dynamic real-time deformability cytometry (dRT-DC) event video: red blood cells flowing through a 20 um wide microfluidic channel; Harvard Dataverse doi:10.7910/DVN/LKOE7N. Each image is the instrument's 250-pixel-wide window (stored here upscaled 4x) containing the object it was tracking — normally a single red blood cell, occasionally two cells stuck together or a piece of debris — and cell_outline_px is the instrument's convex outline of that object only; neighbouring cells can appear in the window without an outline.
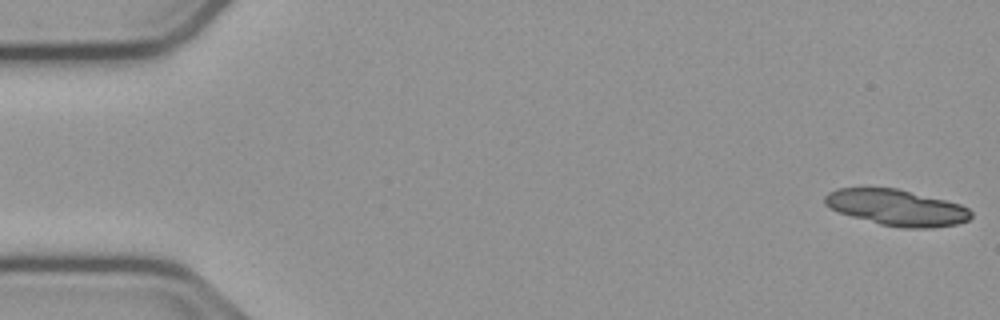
{"species": "common noctule bat (a hibernating species)", "species_latin": "Nyctalus noctula", "temperature_condition": "cold", "stored_images_in_passage": 55, "camera_frame_rate_fps": 3000, "um_per_image_px": 0.085, "animal": {"sex": "male", "body_mass_g": 23.1, "forearm_length_mm": 52.7}, "frame": {"image": 1, "passage_image": 1, "time_ms": 0.0, "image_size_px": [1000, 320], "cell_outline_px": [[972, 216], [968, 220], [956, 224], [932, 228], [904, 228], [880, 224], [852, 216], [840, 212], [824, 204], [824, 196], [828, 192], [836, 188], [896, 188], [960, 204], [968, 208], [972, 212]], "centroid_in_image_um": [76.22, 17.64], "position_along_channel_um": 8.8, "area_um2": 30.46}}
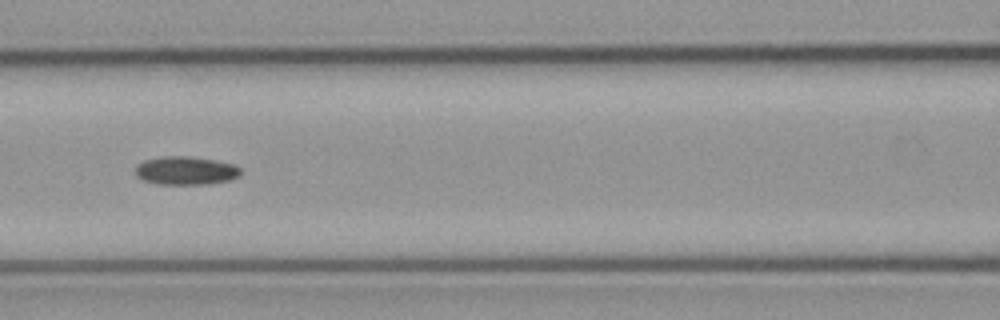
{"frame": {"image": 2, "passage_image": 24, "time_ms": 7.667, "image_size_px": [1000, 320], "cell_outline_px": [[240, 176], [232, 180], [208, 184], [156, 184], [144, 180], [136, 176], [136, 164], [144, 160], [160, 156], [192, 156], [236, 164], [240, 168]], "centroid_in_image_um": [15.8, 14.5], "position_along_channel_um": 150.8, "area_um2": 17.69}}
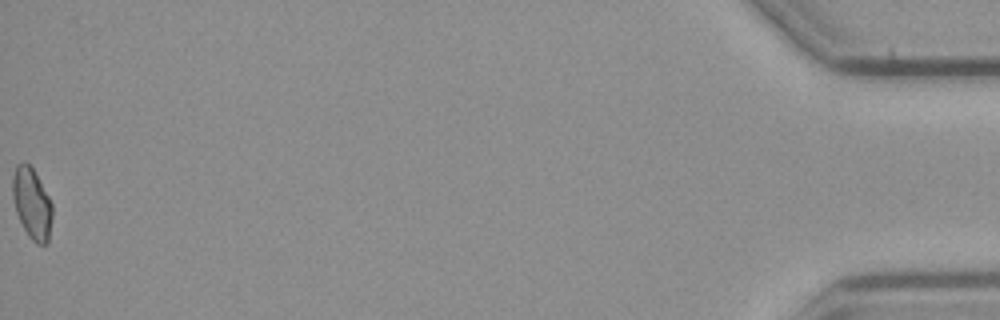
{"frame": {"image": 3, "passage_image": 55, "time_ms": 18.0, "image_size_px": [1000, 320], "cell_outline_px": [[52, 216], [48, 244], [36, 244], [28, 236], [16, 212], [12, 196], [12, 176], [16, 164], [24, 160], [32, 168], [48, 196], [52, 204]], "centroid_in_image_um": [2.69, 17.29], "position_along_channel_um": 432.5, "area_um2": 16.42}, "authors_computed_cell_mechanics": {"area_um2": 17.051, "velocity_mm_per_s": 3.7718, "shape_relaxation_time_tau1_ms": 4.3463, "shape_relaxation_time_tau2_ms": null, "deformation_change_tau1": 0.1054, "deformation_change_tau2": null}}